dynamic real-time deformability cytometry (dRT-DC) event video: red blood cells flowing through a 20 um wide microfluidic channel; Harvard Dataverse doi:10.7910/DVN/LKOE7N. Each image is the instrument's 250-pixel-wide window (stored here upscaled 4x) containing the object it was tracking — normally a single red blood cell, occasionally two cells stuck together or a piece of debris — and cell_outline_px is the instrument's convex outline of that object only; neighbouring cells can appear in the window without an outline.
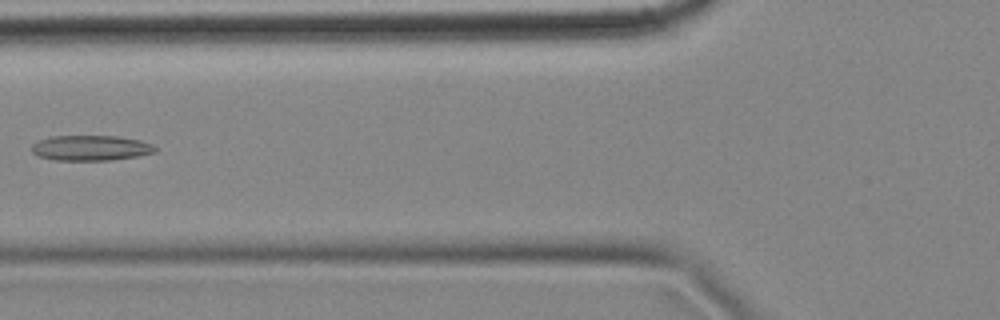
{"species": "common noctule bat (a hibernating species)", "species_latin": "Nyctalus noctula", "temperature_condition": "cold", "stored_images_in_passage": 7, "camera_frame_rate_fps": 3000, "um_per_image_px": 0.085, "animal": {"sex": "female", "body_mass_g": 18.4}, "frame": {"image": 1, "passage_image": 7, "time_ms": 2.0, "image_size_px": [1000, 320], "cell_outline_px": [[156, 152], [136, 156], [108, 160], [56, 160], [36, 156], [32, 152], [32, 144], [40, 140], [52, 136], [116, 136], [140, 140], [152, 144], [156, 148]], "centroid_in_image_um": [7.69, 12.57], "position_along_channel_um": 118.1, "area_um2": 18.09}}